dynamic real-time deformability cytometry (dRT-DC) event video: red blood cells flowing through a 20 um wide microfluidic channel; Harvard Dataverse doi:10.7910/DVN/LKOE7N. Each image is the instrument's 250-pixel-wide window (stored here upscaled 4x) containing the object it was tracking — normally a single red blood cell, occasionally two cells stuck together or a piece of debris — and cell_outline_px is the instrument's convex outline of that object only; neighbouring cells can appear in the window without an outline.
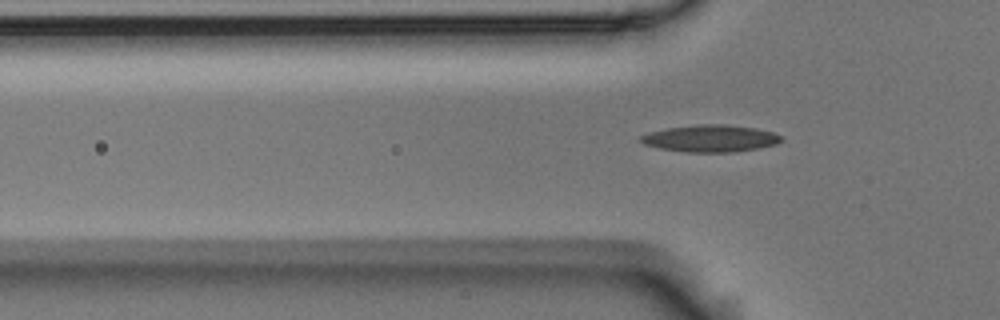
{"species": "Egyptian fruit bat (a non-hibernating species)", "species_latin": "Rousettus aegyptiacus", "temperature_condition": "room temperature", "stored_images_in_passage": 6, "segment_of_instrument_passage": [2, 2], "camera_frame_rate_fps": 3000, "um_per_image_px": 0.085, "animal": {"sex": "male"}, "frame": {"image": 1, "passage_image": 6, "time_ms": 1.667, "image_size_px": [1000, 320], "cell_outline_px": [[784, 140], [776, 144], [736, 152], [688, 152], [660, 148], [644, 144], [640, 140], [640, 136], [648, 132], [668, 128], [696, 124], [724, 124], [756, 128], [772, 132], [784, 136]], "centroid_in_image_um": [60.42, 11.76], "position_along_channel_um": 65.4, "area_um2": 22.14}}